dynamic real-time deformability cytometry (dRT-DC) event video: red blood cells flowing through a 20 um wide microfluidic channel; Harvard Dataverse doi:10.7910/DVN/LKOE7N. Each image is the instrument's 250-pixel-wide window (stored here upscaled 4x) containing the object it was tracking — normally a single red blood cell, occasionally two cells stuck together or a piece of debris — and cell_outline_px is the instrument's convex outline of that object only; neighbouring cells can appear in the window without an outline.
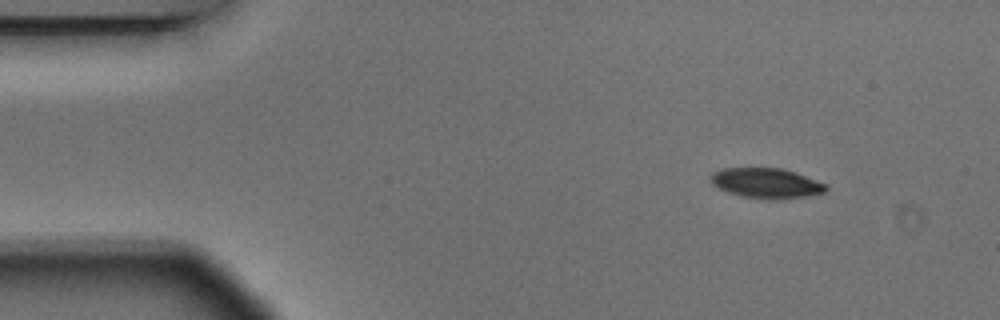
{"species": "Egyptian fruit bat (a non-hibernating species)", "species_latin": "Rousettus aegyptiacus", "temperature_condition": "warm", "stored_images_in_passage": 6, "camera_frame_rate_fps": 3000, "um_per_image_px": 0.085, "animal": {"sex": "male"}, "frame": {"image": 1, "passage_image": 1, "time_ms": 0.0, "image_size_px": [1000, 320], "cell_outline_px": [[828, 188], [824, 192], [808, 196], [780, 200], [768, 200], [744, 196], [728, 192], [712, 184], [708, 180], [708, 176], [712, 172], [720, 168], [784, 168], [828, 184]], "centroid_in_image_um": [65.13, 15.56], "position_along_channel_um": 19.9, "area_um2": 20.58}}
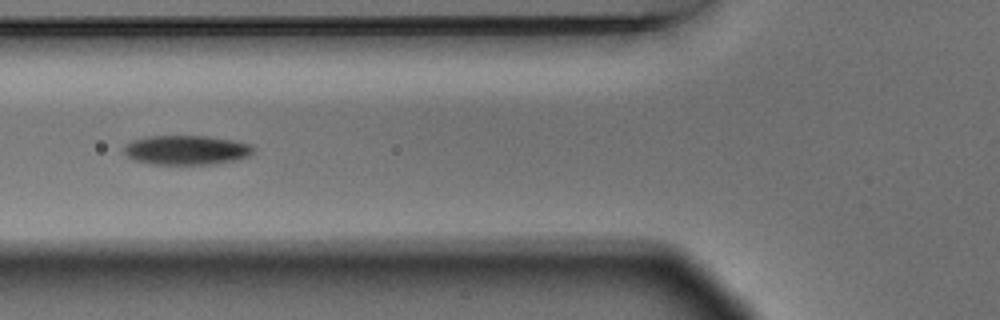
{"frame": {"image": 2, "passage_image": 5, "time_ms": 1.333, "image_size_px": [1000, 320], "cell_outline_px": [[252, 152], [248, 156], [216, 164], [148, 164], [136, 160], [128, 156], [124, 152], [124, 148], [132, 140], [148, 136], [208, 136], [232, 140], [248, 144], [252, 148]], "centroid_in_image_um": [15.8, 12.75], "position_along_channel_um": 110.0, "area_um2": 21.85}}
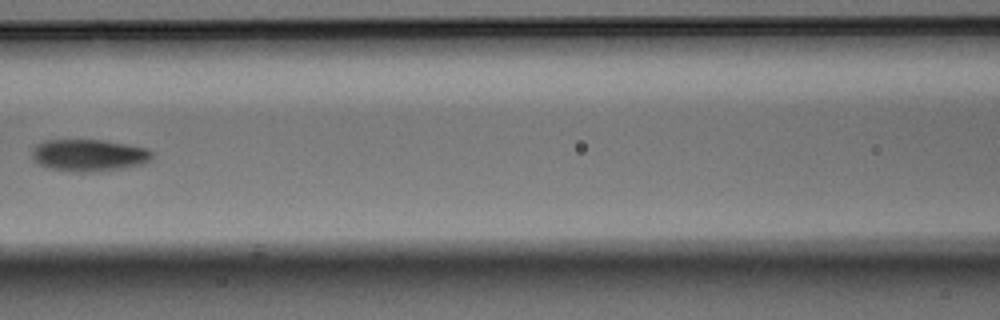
{"frame": {"image": 3, "passage_image": 6, "time_ms": 1.667, "image_size_px": [1000, 320], "cell_outline_px": [[152, 156], [148, 160], [140, 164], [120, 168], [88, 172], [80, 172], [48, 168], [40, 164], [32, 156], [32, 148], [36, 144], [44, 140], [104, 140], [144, 148], [152, 152]], "centroid_in_image_um": [7.49, 13.18], "position_along_channel_um": 159.1, "area_um2": 21.91}}